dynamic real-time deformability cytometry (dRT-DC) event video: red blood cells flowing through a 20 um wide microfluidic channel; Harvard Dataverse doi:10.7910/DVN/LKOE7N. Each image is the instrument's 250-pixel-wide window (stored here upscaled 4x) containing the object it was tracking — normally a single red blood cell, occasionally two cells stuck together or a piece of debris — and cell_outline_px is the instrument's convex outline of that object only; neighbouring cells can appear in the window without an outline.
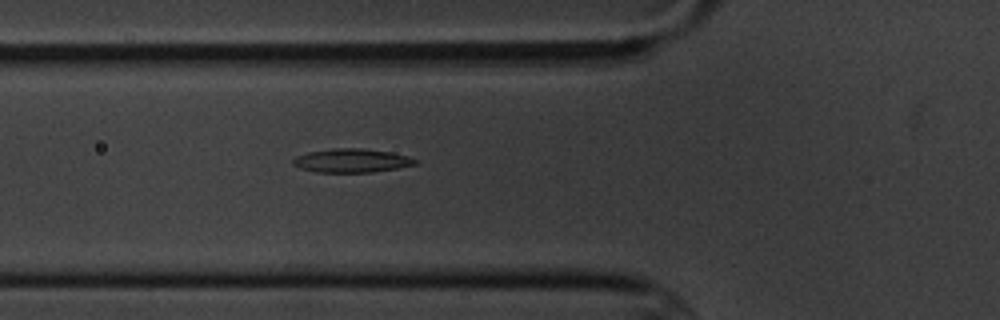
{"species": "common noctule bat (a hibernating species)", "species_latin": "Nyctalus noctula", "temperature_condition": "cold", "stored_images_in_passage": 2, "camera_frame_rate_fps": 3000, "um_per_image_px": 0.085, "animal": {"sex": "male", "body_mass_g": 20.1, "forearm_length_mm": 53.5}, "frame": {"image": 1, "passage_image": 2, "time_ms": 1.0, "image_size_px": [1000, 320], "cell_outline_px": [[416, 164], [396, 168], [372, 172], [316, 172], [300, 168], [292, 164], [292, 160], [296, 156], [308, 152], [332, 148], [364, 148], [388, 152], [408, 156], [416, 160]], "centroid_in_image_um": [29.84, 13.64], "position_along_channel_um": 96.0, "area_um2": 16.76}}